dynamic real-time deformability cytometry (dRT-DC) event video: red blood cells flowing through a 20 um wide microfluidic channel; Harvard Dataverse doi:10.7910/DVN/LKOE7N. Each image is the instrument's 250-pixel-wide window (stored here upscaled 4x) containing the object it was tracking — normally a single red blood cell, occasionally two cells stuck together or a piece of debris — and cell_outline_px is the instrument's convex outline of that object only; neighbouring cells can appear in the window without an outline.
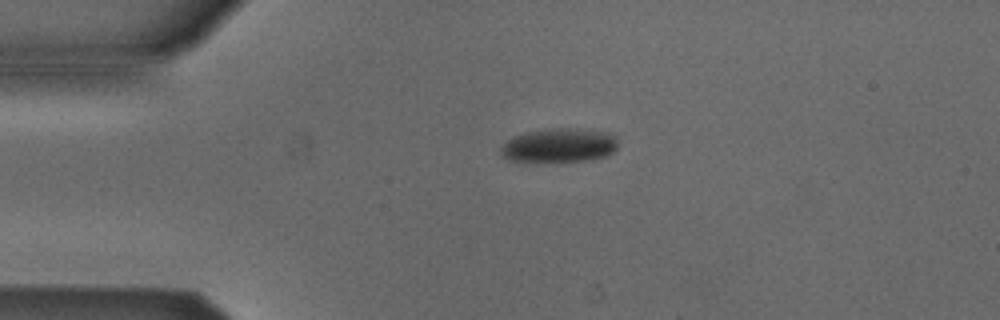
{"species": "Egyptian fruit bat (a non-hibernating species)", "species_latin": "Rousettus aegyptiacus", "temperature_condition": "cold", "stored_images_in_passage": 42, "camera_frame_rate_fps": 3000, "um_per_image_px": 0.085, "animal": {"sex": "male"}, "frame": {"image": 1, "passage_image": 1, "time_ms": 0.0, "image_size_px": [1000, 320], "cell_outline_px": [[616, 148], [612, 152], [604, 156], [592, 160], [508, 160], [500, 156], [500, 148], [512, 136], [528, 132], [552, 128], [568, 128], [612, 132], [616, 136]], "centroid_in_image_um": [47.54, 12.33], "position_along_channel_um": 37.5, "area_um2": 22.83}}
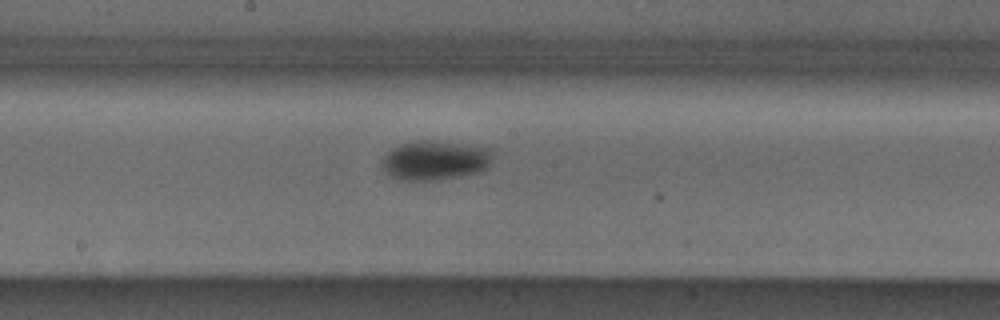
{"frame": {"image": 2, "passage_image": 17, "time_ms": 5.333, "image_size_px": [1000, 320], "cell_outline_px": [[496, 148], [492, 160], [488, 168], [480, 172], [460, 176], [428, 180], [396, 180], [384, 172], [380, 164], [380, 160], [392, 148], [400, 144], [416, 140], [440, 140]], "centroid_in_image_um": [37.01, 13.6], "position_along_channel_um": 211.2, "area_um2": 26.3}}
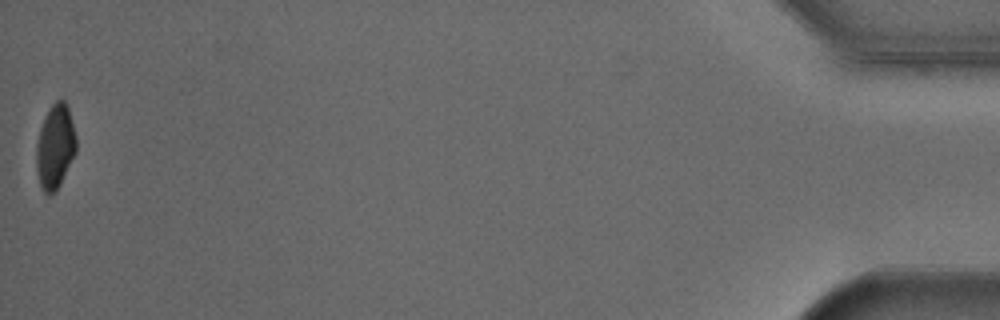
{"frame": {"image": 3, "passage_image": 42, "time_ms": 13.667, "image_size_px": [1000, 320], "cell_outline_px": [[76, 152], [56, 192], [48, 196], [40, 188], [36, 168], [36, 144], [40, 128], [52, 104], [56, 100], [64, 100], [68, 104], [76, 136]], "centroid_in_image_um": [4.69, 12.49], "position_along_channel_um": 430.5, "area_um2": 19.71}, "authors_computed_cell_mechanics": {"area_um2": 23.8136, "velocity_mm_per_s": 3.8649, "shape_relaxation_time_tau1_ms": 3.467, "shape_relaxation_time_tau2_ms": null, "deformation_change_tau1": 0.0972, "deformation_change_tau2": null}}